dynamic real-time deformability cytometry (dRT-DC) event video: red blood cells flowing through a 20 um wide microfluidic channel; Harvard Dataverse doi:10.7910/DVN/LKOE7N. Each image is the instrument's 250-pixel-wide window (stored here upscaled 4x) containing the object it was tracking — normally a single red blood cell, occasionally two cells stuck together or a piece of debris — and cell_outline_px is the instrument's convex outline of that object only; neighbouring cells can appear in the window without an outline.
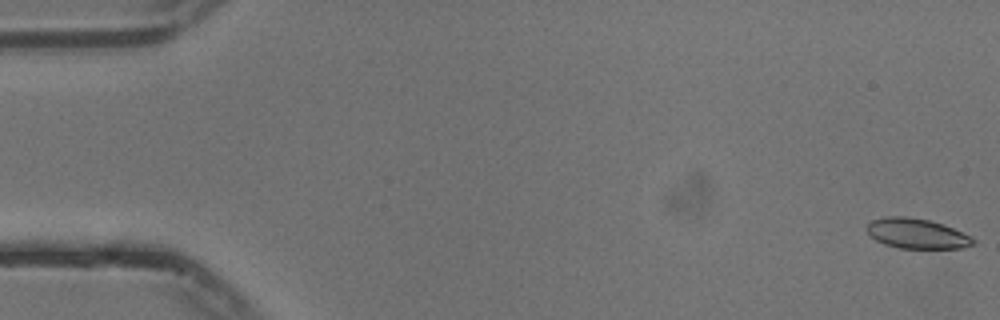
{"species": "common noctule bat (a hibernating species)", "species_latin": "Nyctalus noctula", "temperature_condition": "cold", "stored_images_in_passage": 55, "camera_frame_rate_fps": 3000, "um_per_image_px": 0.085, "animal": {"sex": "male", "body_mass_g": 13.3}, "frame": {"image": 1, "passage_image": 1, "time_ms": 0.0, "image_size_px": [1000, 320], "cell_outline_px": [[976, 244], [964, 248], [900, 248], [884, 244], [876, 240], [864, 228], [872, 220], [884, 216], [908, 216], [928, 220], [944, 224], [972, 236], [976, 240]], "centroid_in_image_um": [77.96, 19.85], "position_along_channel_um": 7.0, "area_um2": 18.84}}
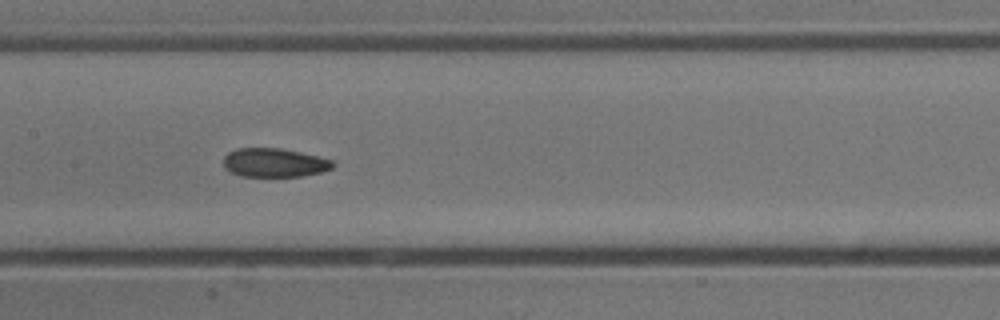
{"frame": {"image": 2, "passage_image": 27, "time_ms": 8.667, "image_size_px": [1000, 320], "cell_outline_px": [[336, 164], [332, 168], [320, 172], [304, 176], [240, 176], [224, 168], [224, 156], [228, 152], [236, 148], [280, 148], [300, 152], [332, 160]], "centroid_in_image_um": [23.31, 13.82], "position_along_channel_um": 184.1, "area_um2": 18.32}}
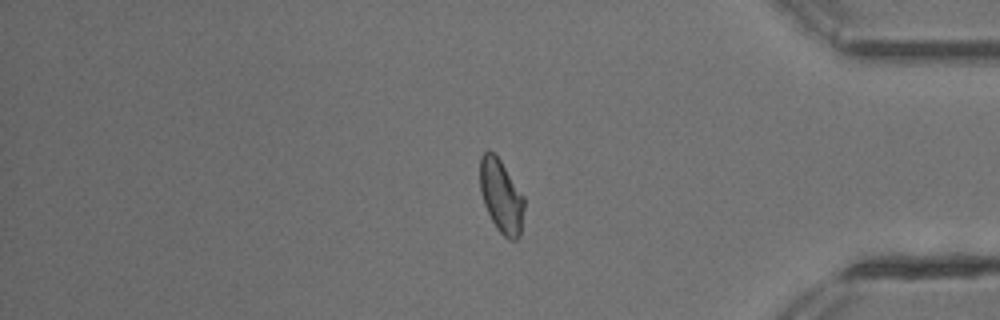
{"frame": {"image": 3, "passage_image": 46, "time_ms": 15.0, "image_size_px": [1000, 320], "cell_outline_px": [[524, 208], [520, 236], [516, 240], [508, 240], [496, 228], [484, 204], [480, 192], [480, 156], [488, 148], [500, 160], [524, 196]], "centroid_in_image_um": [42.6, 16.68], "position_along_channel_um": 392.6, "area_um2": 18.9}, "authors_computed_cell_mechanics": {"area_um2": 19.074, "velocity_mm_per_s": 3.7388, "shape_relaxation_time_tau1_ms": 7.1137, "shape_relaxation_time_tau2_ms": 3.0984, "deformation_change_tau1": 0.1341, "deformation_change_tau2": 0.0713}}